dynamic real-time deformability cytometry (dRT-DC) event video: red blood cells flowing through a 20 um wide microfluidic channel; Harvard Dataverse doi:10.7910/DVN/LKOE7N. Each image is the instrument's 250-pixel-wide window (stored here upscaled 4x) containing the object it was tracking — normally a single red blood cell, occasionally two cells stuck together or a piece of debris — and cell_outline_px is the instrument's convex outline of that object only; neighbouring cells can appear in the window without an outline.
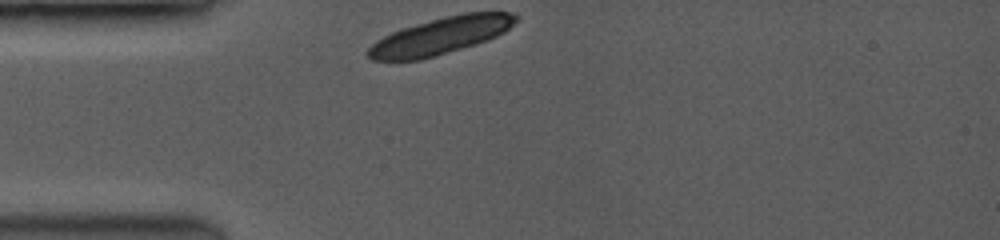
{"species": "common noctule bat (a hibernating species)", "species_latin": "Nyctalus noctula", "temperature_condition": "room temperature", "stored_images_in_passage": 3, "camera_frame_rate_fps": 3500, "um_per_image_px": 0.085, "animal": {"sex": "female", "body_mass_g": 19.0, "forearm_length_mm": 53.3}, "frame": {"image": 1, "passage_image": 1, "time_ms": 0.0, "image_size_px": [1000, 240], "cell_outline_px": [[520, 16], [504, 32], [496, 36], [476, 44], [436, 56], [420, 60], [372, 60], [368, 56], [368, 48], [376, 40], [400, 28], [444, 16], [464, 12], [516, 12]], "centroid_in_image_um": [37.46, 3.03], "position_along_channel_um": 47.5, "area_um2": 31.79}}